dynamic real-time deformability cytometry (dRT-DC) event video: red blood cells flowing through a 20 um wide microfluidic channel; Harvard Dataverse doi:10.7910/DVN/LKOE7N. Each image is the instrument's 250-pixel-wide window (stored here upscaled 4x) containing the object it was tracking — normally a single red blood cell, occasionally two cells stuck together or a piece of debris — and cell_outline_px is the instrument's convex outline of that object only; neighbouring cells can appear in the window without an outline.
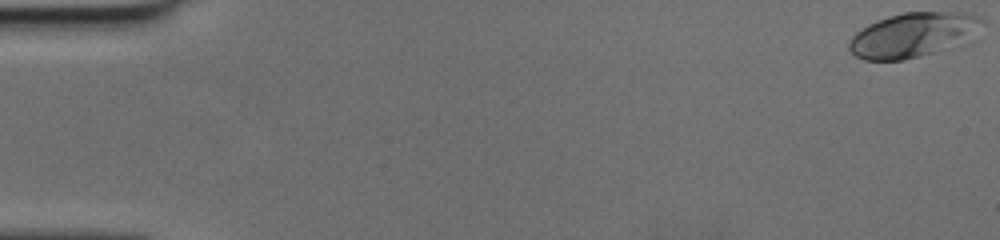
{"species": "human", "species_latin": "Homo sapiens", "temperature_condition": "cold", "stored_images_in_passage": 51, "camera_frame_rate_fps": 3000, "um_per_image_px": 0.085, "donor": {"sex": "female"}, "frame": {"image": 1, "passage_image": 1, "time_ms": 0.0, "image_size_px": [1000, 240], "cell_outline_px": [[984, 20], [964, 36], [948, 48], [920, 56], [904, 60], [864, 60], [856, 56], [848, 48], [848, 44], [852, 36], [856, 32], [868, 24], [888, 16], [904, 12], [968, 12]], "centroid_in_image_um": [77.45, 2.96], "position_along_channel_um": 7.6, "area_um2": 33.35}}
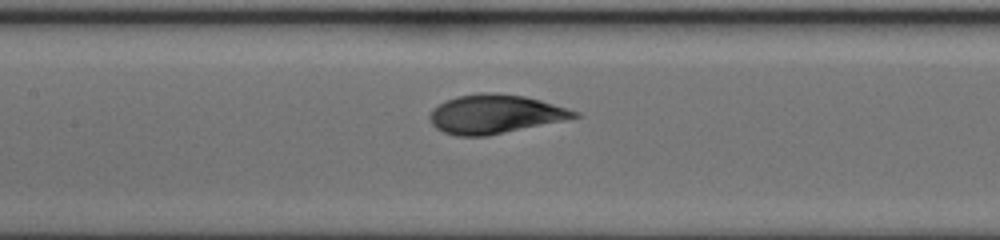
{"frame": {"image": 2, "passage_image": 25, "time_ms": 8.0, "image_size_px": [1000, 240], "cell_outline_px": [[580, 116], [564, 120], [484, 136], [456, 136], [444, 132], [436, 128], [432, 124], [428, 116], [432, 108], [456, 96], [480, 92], [492, 92], [524, 96], [540, 100], [580, 112]], "centroid_in_image_um": [42.04, 9.69], "position_along_channel_um": 165.4, "area_um2": 32.48}}
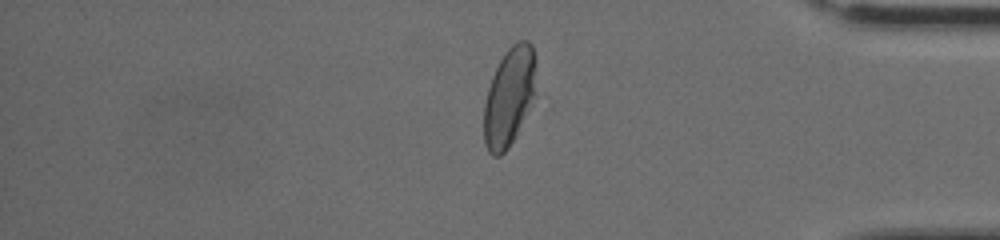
{"frame": {"image": 3, "passage_image": 43, "time_ms": 14.0, "image_size_px": [1000, 240], "cell_outline_px": [[536, 60], [532, 96], [516, 132], [508, 148], [500, 156], [492, 156], [488, 152], [484, 144], [484, 104], [488, 88], [492, 76], [504, 52], [516, 40], [528, 40], [532, 44]], "centroid_in_image_um": [43.23, 8.18], "position_along_channel_um": 392.0, "area_um2": 29.19}}